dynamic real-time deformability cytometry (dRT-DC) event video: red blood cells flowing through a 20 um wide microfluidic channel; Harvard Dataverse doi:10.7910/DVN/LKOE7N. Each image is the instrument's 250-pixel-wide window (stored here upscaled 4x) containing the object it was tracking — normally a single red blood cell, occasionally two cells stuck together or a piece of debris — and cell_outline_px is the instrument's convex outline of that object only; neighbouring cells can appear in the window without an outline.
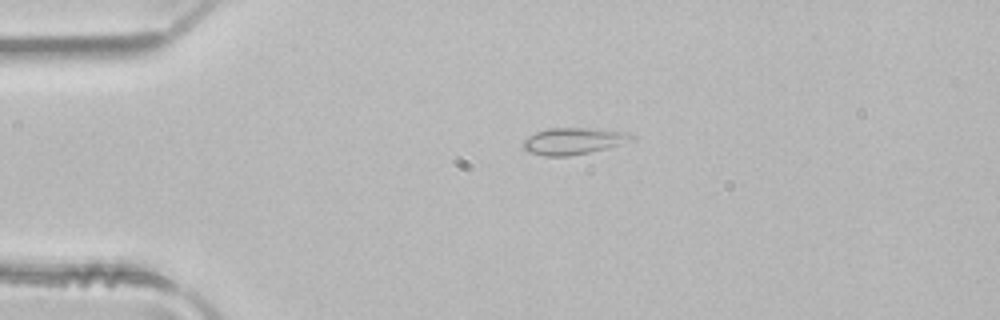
{"species": "common noctule bat (a hibernating species)", "species_latin": "Nyctalus noctula", "temperature_condition": "room temperature", "stored_images_in_passage": 3, "camera_frame_rate_fps": 3000, "um_per_image_px": 0.085, "animal": {"sex": "male", "body_mass_g": 21.5, "forearm_length_mm": 52.0}, "frame": {"image": 1, "passage_image": 2, "time_ms": 0.333, "image_size_px": [1000, 320], "cell_outline_px": [[636, 136], [632, 140], [620, 144], [588, 152], [568, 156], [544, 156], [528, 152], [520, 148], [520, 144], [528, 136], [536, 132], [548, 128], [596, 128], [628, 132]], "centroid_in_image_um": [48.68, 11.98], "position_along_channel_um": 36.3, "area_um2": 16.99}}